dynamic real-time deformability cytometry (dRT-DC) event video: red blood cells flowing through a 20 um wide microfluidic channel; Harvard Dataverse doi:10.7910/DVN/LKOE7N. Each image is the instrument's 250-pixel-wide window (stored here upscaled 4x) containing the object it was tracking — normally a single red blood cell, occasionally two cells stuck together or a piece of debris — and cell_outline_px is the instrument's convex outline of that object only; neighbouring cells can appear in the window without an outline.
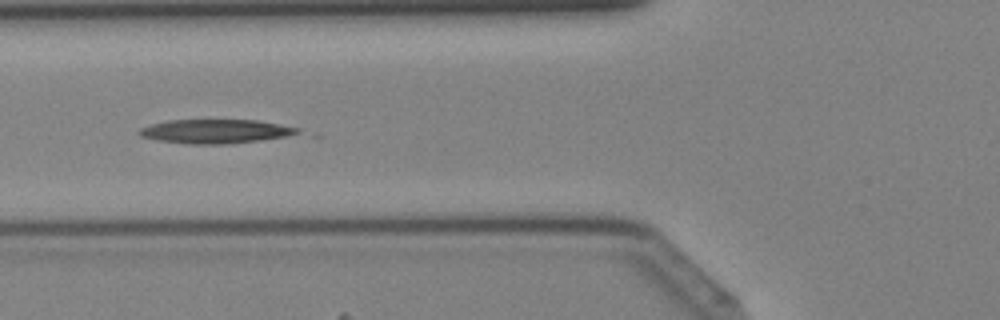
{"species": "Egyptian fruit bat (a non-hibernating species)", "species_latin": "Rousettus aegyptiacus", "temperature_condition": "cold", "stored_images_in_passage": 39, "camera_frame_rate_fps": 3000, "um_per_image_px": 0.085, "animal": {"sex": "female"}, "frame": {"image": 1, "passage_image": 13, "time_ms": 4.0, "image_size_px": [1000, 320], "cell_outline_px": [[320, 136], [228, 144], [188, 144], [156, 140], [140, 136], [136, 132], [140, 128], [152, 124], [168, 120], [256, 120], [280, 124], [300, 128]], "centroid_in_image_um": [18.73, 11.19], "position_along_channel_um": 107.1, "area_um2": 23.81}}
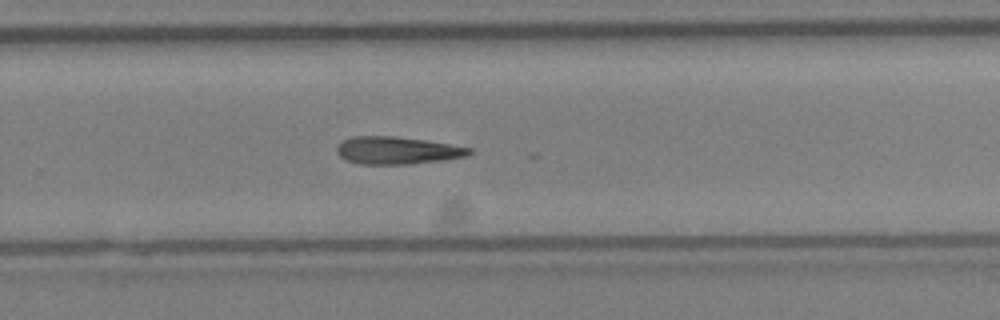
{"frame": {"image": 2, "passage_image": 25, "time_ms": 8.0, "image_size_px": [1000, 320], "cell_outline_px": [[472, 152], [468, 156], [444, 160], [408, 164], [360, 164], [348, 160], [340, 156], [336, 152], [336, 148], [344, 140], [352, 136], [396, 136], [424, 140], [472, 148]], "centroid_in_image_um": [33.77, 12.79], "position_along_channel_um": 296.0, "area_um2": 21.1}}
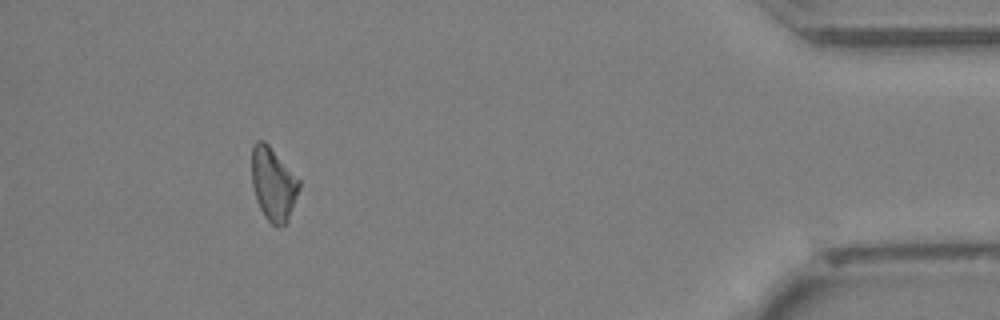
{"frame": {"image": 3, "passage_image": 36, "time_ms": 11.667, "image_size_px": [1000, 320], "cell_outline_px": [[300, 188], [288, 220], [284, 224], [276, 228], [264, 216], [256, 200], [252, 184], [252, 144], [256, 140], [264, 140], [268, 144], [300, 180]], "centroid_in_image_um": [23.22, 15.64], "position_along_channel_um": 412.0, "area_um2": 20.23}}